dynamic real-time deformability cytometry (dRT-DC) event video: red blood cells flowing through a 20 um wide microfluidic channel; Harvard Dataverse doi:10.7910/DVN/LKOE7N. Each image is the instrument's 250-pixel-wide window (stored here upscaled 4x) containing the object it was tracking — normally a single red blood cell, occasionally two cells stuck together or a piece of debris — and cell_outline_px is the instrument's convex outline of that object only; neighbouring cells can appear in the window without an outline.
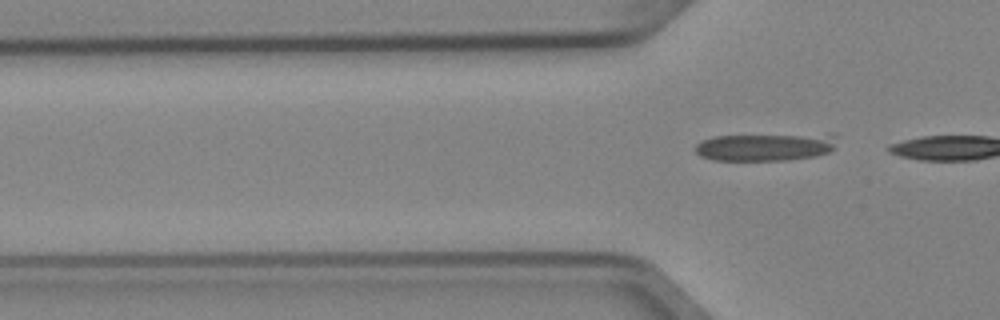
{"species": "Egyptian fruit bat (a non-hibernating species)", "species_latin": "Rousettus aegyptiacus", "temperature_condition": "cold", "stored_images_in_passage": 7, "segment_of_instrument_passage": [2, 2], "camera_frame_rate_fps": 3000, "um_per_image_px": 0.085, "animal": {"sex": "female"}, "frame": {"image": 1, "passage_image": 7, "time_ms": 2.0, "image_size_px": [1000, 320], "cell_outline_px": [[840, 136], [836, 148], [828, 152], [816, 156], [788, 160], [712, 160], [700, 156], [692, 148], [700, 140], [712, 136], [832, 132]], "centroid_in_image_um": [65.17, 12.44], "position_along_channel_um": 60.6, "area_um2": 24.22}}